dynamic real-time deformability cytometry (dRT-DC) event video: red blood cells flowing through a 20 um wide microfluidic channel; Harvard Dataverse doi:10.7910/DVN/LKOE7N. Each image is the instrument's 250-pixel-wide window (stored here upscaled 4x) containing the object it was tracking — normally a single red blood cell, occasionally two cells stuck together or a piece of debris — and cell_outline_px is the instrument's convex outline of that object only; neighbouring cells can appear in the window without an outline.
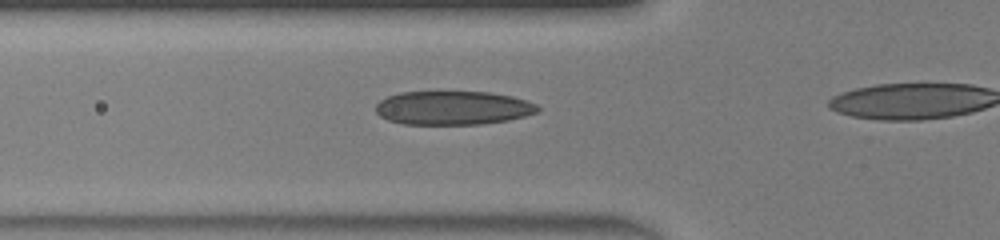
{"species": "human", "species_latin": "Homo sapiens", "temperature_condition": "warm", "stored_images_in_passage": 13, "camera_frame_rate_fps": 3000, "um_per_image_px": 0.085, "donor": {"sex": "male"}, "frame": {"image": 1, "passage_image": 6, "time_ms": 1.667, "image_size_px": [1000, 240], "cell_outline_px": [[540, 112], [508, 120], [480, 124], [404, 124], [388, 120], [380, 116], [376, 112], [376, 104], [380, 100], [388, 96], [400, 92], [488, 92], [512, 96], [536, 104], [540, 108]], "centroid_in_image_um": [38.5, 9.17], "position_along_channel_um": 87.3, "area_um2": 31.85}}
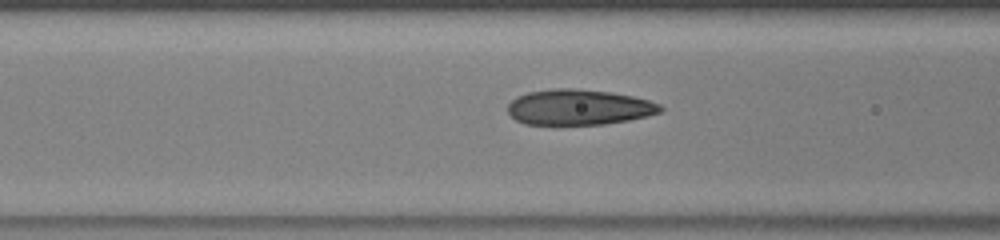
{"frame": {"image": 2, "passage_image": 8, "time_ms": 2.333, "image_size_px": [1000, 240], "cell_outline_px": [[664, 108], [660, 112], [648, 116], [628, 120], [604, 124], [556, 128], [524, 124], [516, 120], [508, 112], [508, 104], [516, 96], [528, 92], [552, 88], [576, 88], [612, 92], [632, 96], [648, 100], [660, 104]], "centroid_in_image_um": [49.15, 9.15], "position_along_channel_um": 117.5, "area_um2": 32.83}}
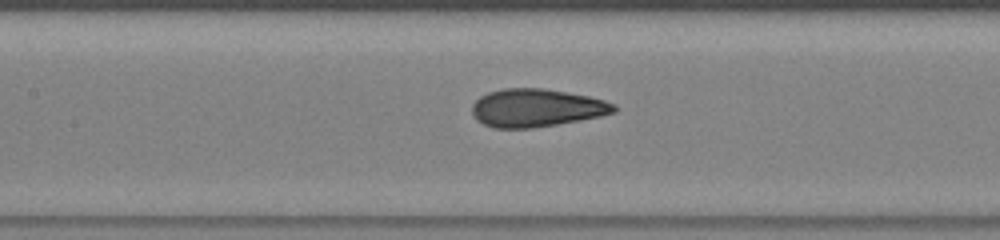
{"frame": {"image": 3, "passage_image": 11, "time_ms": 3.333, "image_size_px": [1000, 240], "cell_outline_px": [[616, 112], [600, 116], [580, 120], [532, 128], [496, 128], [484, 124], [476, 120], [472, 116], [472, 104], [480, 96], [488, 92], [504, 88], [540, 88], [588, 96], [604, 100], [616, 104]], "centroid_in_image_um": [45.57, 9.17], "position_along_channel_um": 161.8, "area_um2": 31.33}}